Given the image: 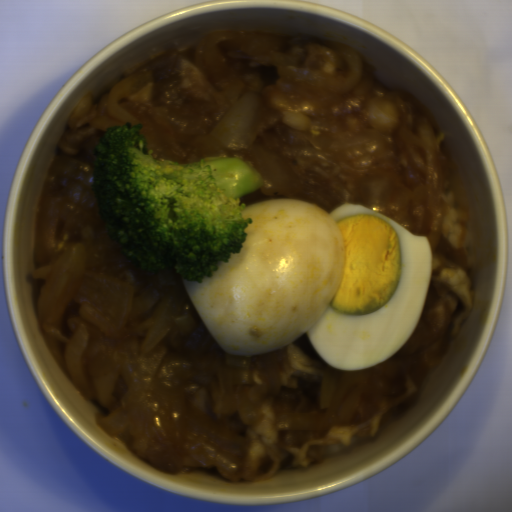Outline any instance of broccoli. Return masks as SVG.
Here are the masks:
<instances>
[{"mask_svg":"<svg viewBox=\"0 0 512 512\" xmlns=\"http://www.w3.org/2000/svg\"><path fill=\"white\" fill-rule=\"evenodd\" d=\"M143 124L106 129L94 149L97 210L137 269L190 282L213 278L247 239L241 196L262 188L254 167L231 156L191 164L155 158Z\"/></svg>","mask_w":512,"mask_h":512,"instance_id":"1","label":"broccoli"}]
</instances>
